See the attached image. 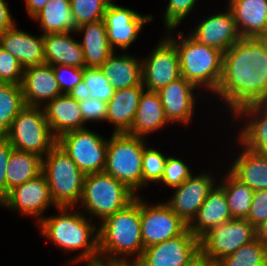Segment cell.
Segmentation results:
<instances>
[{"mask_svg": "<svg viewBox=\"0 0 267 266\" xmlns=\"http://www.w3.org/2000/svg\"><path fill=\"white\" fill-rule=\"evenodd\" d=\"M214 95L232 114L267 101V38L241 37L223 53L222 76Z\"/></svg>", "mask_w": 267, "mask_h": 266, "instance_id": "1", "label": "cell"}, {"mask_svg": "<svg viewBox=\"0 0 267 266\" xmlns=\"http://www.w3.org/2000/svg\"><path fill=\"white\" fill-rule=\"evenodd\" d=\"M76 208L58 207L59 214L46 215L37 224L39 233L65 253L79 251L71 261L99 259L98 224Z\"/></svg>", "mask_w": 267, "mask_h": 266, "instance_id": "2", "label": "cell"}, {"mask_svg": "<svg viewBox=\"0 0 267 266\" xmlns=\"http://www.w3.org/2000/svg\"><path fill=\"white\" fill-rule=\"evenodd\" d=\"M140 195L98 225L99 257L109 261L136 263L142 256ZM133 258H131V257Z\"/></svg>", "mask_w": 267, "mask_h": 266, "instance_id": "3", "label": "cell"}, {"mask_svg": "<svg viewBox=\"0 0 267 266\" xmlns=\"http://www.w3.org/2000/svg\"><path fill=\"white\" fill-rule=\"evenodd\" d=\"M175 29H168L165 34L178 52L181 76L214 95L222 76L223 52Z\"/></svg>", "mask_w": 267, "mask_h": 266, "instance_id": "4", "label": "cell"}, {"mask_svg": "<svg viewBox=\"0 0 267 266\" xmlns=\"http://www.w3.org/2000/svg\"><path fill=\"white\" fill-rule=\"evenodd\" d=\"M136 197L134 191L111 175L91 173L85 176L82 198L77 207L82 208L80 211L87 217L90 214V219L95 217L102 222L128 206Z\"/></svg>", "mask_w": 267, "mask_h": 266, "instance_id": "5", "label": "cell"}, {"mask_svg": "<svg viewBox=\"0 0 267 266\" xmlns=\"http://www.w3.org/2000/svg\"><path fill=\"white\" fill-rule=\"evenodd\" d=\"M42 173L57 207L79 204L86 175L57 144L42 159Z\"/></svg>", "mask_w": 267, "mask_h": 266, "instance_id": "6", "label": "cell"}, {"mask_svg": "<svg viewBox=\"0 0 267 266\" xmlns=\"http://www.w3.org/2000/svg\"><path fill=\"white\" fill-rule=\"evenodd\" d=\"M147 139L129 133H112L107 142L104 171L137 195L142 189V157Z\"/></svg>", "mask_w": 267, "mask_h": 266, "instance_id": "7", "label": "cell"}, {"mask_svg": "<svg viewBox=\"0 0 267 266\" xmlns=\"http://www.w3.org/2000/svg\"><path fill=\"white\" fill-rule=\"evenodd\" d=\"M6 139L14 149L44 158L57 144L43 107L25 106L11 123Z\"/></svg>", "mask_w": 267, "mask_h": 266, "instance_id": "8", "label": "cell"}, {"mask_svg": "<svg viewBox=\"0 0 267 266\" xmlns=\"http://www.w3.org/2000/svg\"><path fill=\"white\" fill-rule=\"evenodd\" d=\"M107 142L108 138L89 128L64 133L57 139V145L85 175L104 171Z\"/></svg>", "mask_w": 267, "mask_h": 266, "instance_id": "9", "label": "cell"}, {"mask_svg": "<svg viewBox=\"0 0 267 266\" xmlns=\"http://www.w3.org/2000/svg\"><path fill=\"white\" fill-rule=\"evenodd\" d=\"M255 239V227L248 220L233 218L200 238V252L209 261L219 262Z\"/></svg>", "mask_w": 267, "mask_h": 266, "instance_id": "10", "label": "cell"}, {"mask_svg": "<svg viewBox=\"0 0 267 266\" xmlns=\"http://www.w3.org/2000/svg\"><path fill=\"white\" fill-rule=\"evenodd\" d=\"M140 216L144 248L175 238L188 229L165 202L154 205L140 198Z\"/></svg>", "mask_w": 267, "mask_h": 266, "instance_id": "11", "label": "cell"}, {"mask_svg": "<svg viewBox=\"0 0 267 266\" xmlns=\"http://www.w3.org/2000/svg\"><path fill=\"white\" fill-rule=\"evenodd\" d=\"M0 206L34 218L36 225L44 218L48 207L58 208L52 200L49 185L43 173L9 190L1 200Z\"/></svg>", "mask_w": 267, "mask_h": 266, "instance_id": "12", "label": "cell"}, {"mask_svg": "<svg viewBox=\"0 0 267 266\" xmlns=\"http://www.w3.org/2000/svg\"><path fill=\"white\" fill-rule=\"evenodd\" d=\"M148 55L142 59V84L146 90L157 92L181 77L178 52L166 36Z\"/></svg>", "mask_w": 267, "mask_h": 266, "instance_id": "13", "label": "cell"}, {"mask_svg": "<svg viewBox=\"0 0 267 266\" xmlns=\"http://www.w3.org/2000/svg\"><path fill=\"white\" fill-rule=\"evenodd\" d=\"M150 15H140L137 11L117 5L111 1L103 16L107 38L114 51H125L139 38L144 24L153 20ZM118 48V49H116Z\"/></svg>", "mask_w": 267, "mask_h": 266, "instance_id": "14", "label": "cell"}, {"mask_svg": "<svg viewBox=\"0 0 267 266\" xmlns=\"http://www.w3.org/2000/svg\"><path fill=\"white\" fill-rule=\"evenodd\" d=\"M200 253V239L189 229L181 235L144 248L139 266H184Z\"/></svg>", "mask_w": 267, "mask_h": 266, "instance_id": "15", "label": "cell"}, {"mask_svg": "<svg viewBox=\"0 0 267 266\" xmlns=\"http://www.w3.org/2000/svg\"><path fill=\"white\" fill-rule=\"evenodd\" d=\"M209 173L210 170L192 174L181 185L172 188L173 194L165 202L187 225L196 217L209 192L216 185L214 174Z\"/></svg>", "mask_w": 267, "mask_h": 266, "instance_id": "16", "label": "cell"}, {"mask_svg": "<svg viewBox=\"0 0 267 266\" xmlns=\"http://www.w3.org/2000/svg\"><path fill=\"white\" fill-rule=\"evenodd\" d=\"M195 85L182 76L158 90L167 120L171 123L188 125L193 119L196 101Z\"/></svg>", "mask_w": 267, "mask_h": 266, "instance_id": "17", "label": "cell"}, {"mask_svg": "<svg viewBox=\"0 0 267 266\" xmlns=\"http://www.w3.org/2000/svg\"><path fill=\"white\" fill-rule=\"evenodd\" d=\"M189 34L199 43L219 49L223 53L241 38L232 11L228 7L226 12L220 11L204 18Z\"/></svg>", "mask_w": 267, "mask_h": 266, "instance_id": "18", "label": "cell"}, {"mask_svg": "<svg viewBox=\"0 0 267 266\" xmlns=\"http://www.w3.org/2000/svg\"><path fill=\"white\" fill-rule=\"evenodd\" d=\"M21 86L26 106L44 107L49 101L62 95L53 66L48 64L24 69Z\"/></svg>", "mask_w": 267, "mask_h": 266, "instance_id": "19", "label": "cell"}, {"mask_svg": "<svg viewBox=\"0 0 267 266\" xmlns=\"http://www.w3.org/2000/svg\"><path fill=\"white\" fill-rule=\"evenodd\" d=\"M0 47L11 53L24 69L45 64L43 34H29L19 29L17 23L0 36Z\"/></svg>", "mask_w": 267, "mask_h": 266, "instance_id": "20", "label": "cell"}, {"mask_svg": "<svg viewBox=\"0 0 267 266\" xmlns=\"http://www.w3.org/2000/svg\"><path fill=\"white\" fill-rule=\"evenodd\" d=\"M241 37L267 38V0H228Z\"/></svg>", "mask_w": 267, "mask_h": 266, "instance_id": "21", "label": "cell"}, {"mask_svg": "<svg viewBox=\"0 0 267 266\" xmlns=\"http://www.w3.org/2000/svg\"><path fill=\"white\" fill-rule=\"evenodd\" d=\"M43 109L51 132L57 139L64 133L88 128L85 126L79 102L69 94L57 96Z\"/></svg>", "mask_w": 267, "mask_h": 266, "instance_id": "22", "label": "cell"}, {"mask_svg": "<svg viewBox=\"0 0 267 266\" xmlns=\"http://www.w3.org/2000/svg\"><path fill=\"white\" fill-rule=\"evenodd\" d=\"M145 87L132 86L115 90L107 102L106 121L113 124L112 133H128L133 126L138 104Z\"/></svg>", "mask_w": 267, "mask_h": 266, "instance_id": "23", "label": "cell"}, {"mask_svg": "<svg viewBox=\"0 0 267 266\" xmlns=\"http://www.w3.org/2000/svg\"><path fill=\"white\" fill-rule=\"evenodd\" d=\"M72 33L75 34L76 32L43 35L45 64L86 68L80 41L73 38Z\"/></svg>", "mask_w": 267, "mask_h": 266, "instance_id": "24", "label": "cell"}, {"mask_svg": "<svg viewBox=\"0 0 267 266\" xmlns=\"http://www.w3.org/2000/svg\"><path fill=\"white\" fill-rule=\"evenodd\" d=\"M231 219L233 218L224 190L216 184L198 210L196 217L188 225V229L195 237L200 239L215 226Z\"/></svg>", "mask_w": 267, "mask_h": 266, "instance_id": "25", "label": "cell"}, {"mask_svg": "<svg viewBox=\"0 0 267 266\" xmlns=\"http://www.w3.org/2000/svg\"><path fill=\"white\" fill-rule=\"evenodd\" d=\"M232 117L243 123L236 137L244 147L254 151L262 142L267 141V101L244 106Z\"/></svg>", "mask_w": 267, "mask_h": 266, "instance_id": "26", "label": "cell"}, {"mask_svg": "<svg viewBox=\"0 0 267 266\" xmlns=\"http://www.w3.org/2000/svg\"><path fill=\"white\" fill-rule=\"evenodd\" d=\"M240 150L234 162L227 169L240 182L247 184L253 191L267 190V157L244 147L237 140Z\"/></svg>", "mask_w": 267, "mask_h": 266, "instance_id": "27", "label": "cell"}, {"mask_svg": "<svg viewBox=\"0 0 267 266\" xmlns=\"http://www.w3.org/2000/svg\"><path fill=\"white\" fill-rule=\"evenodd\" d=\"M169 123L158 92L145 89L138 104L133 126L128 133L147 139V135L166 128L165 125Z\"/></svg>", "mask_w": 267, "mask_h": 266, "instance_id": "28", "label": "cell"}, {"mask_svg": "<svg viewBox=\"0 0 267 266\" xmlns=\"http://www.w3.org/2000/svg\"><path fill=\"white\" fill-rule=\"evenodd\" d=\"M114 51L100 66L115 90L142 84V59L129 55L126 51L119 54Z\"/></svg>", "mask_w": 267, "mask_h": 266, "instance_id": "29", "label": "cell"}, {"mask_svg": "<svg viewBox=\"0 0 267 266\" xmlns=\"http://www.w3.org/2000/svg\"><path fill=\"white\" fill-rule=\"evenodd\" d=\"M76 33H83L80 44L86 67H100L114 52L109 44L103 20L80 25Z\"/></svg>", "mask_w": 267, "mask_h": 266, "instance_id": "30", "label": "cell"}, {"mask_svg": "<svg viewBox=\"0 0 267 266\" xmlns=\"http://www.w3.org/2000/svg\"><path fill=\"white\" fill-rule=\"evenodd\" d=\"M32 20L38 21L43 35L76 32L79 27L71 13L70 0H49Z\"/></svg>", "mask_w": 267, "mask_h": 266, "instance_id": "31", "label": "cell"}, {"mask_svg": "<svg viewBox=\"0 0 267 266\" xmlns=\"http://www.w3.org/2000/svg\"><path fill=\"white\" fill-rule=\"evenodd\" d=\"M42 157L13 148L6 168V195L15 186L36 178L42 173Z\"/></svg>", "mask_w": 267, "mask_h": 266, "instance_id": "32", "label": "cell"}, {"mask_svg": "<svg viewBox=\"0 0 267 266\" xmlns=\"http://www.w3.org/2000/svg\"><path fill=\"white\" fill-rule=\"evenodd\" d=\"M114 91L110 80L100 67H86L84 68L82 81L72 89L69 95L76 101H84L92 97L108 102Z\"/></svg>", "mask_w": 267, "mask_h": 266, "instance_id": "33", "label": "cell"}, {"mask_svg": "<svg viewBox=\"0 0 267 266\" xmlns=\"http://www.w3.org/2000/svg\"><path fill=\"white\" fill-rule=\"evenodd\" d=\"M219 186L224 190L232 218L246 219L253 200L254 191L225 171Z\"/></svg>", "mask_w": 267, "mask_h": 266, "instance_id": "34", "label": "cell"}, {"mask_svg": "<svg viewBox=\"0 0 267 266\" xmlns=\"http://www.w3.org/2000/svg\"><path fill=\"white\" fill-rule=\"evenodd\" d=\"M25 106L21 85L0 83V128L5 133Z\"/></svg>", "mask_w": 267, "mask_h": 266, "instance_id": "35", "label": "cell"}, {"mask_svg": "<svg viewBox=\"0 0 267 266\" xmlns=\"http://www.w3.org/2000/svg\"><path fill=\"white\" fill-rule=\"evenodd\" d=\"M219 263L221 266H267V247L255 239Z\"/></svg>", "mask_w": 267, "mask_h": 266, "instance_id": "36", "label": "cell"}, {"mask_svg": "<svg viewBox=\"0 0 267 266\" xmlns=\"http://www.w3.org/2000/svg\"><path fill=\"white\" fill-rule=\"evenodd\" d=\"M168 156L147 144L143 150L142 157V188L151 182L159 183L163 177Z\"/></svg>", "mask_w": 267, "mask_h": 266, "instance_id": "37", "label": "cell"}, {"mask_svg": "<svg viewBox=\"0 0 267 266\" xmlns=\"http://www.w3.org/2000/svg\"><path fill=\"white\" fill-rule=\"evenodd\" d=\"M112 0H70L71 13L77 25L103 20V16Z\"/></svg>", "mask_w": 267, "mask_h": 266, "instance_id": "38", "label": "cell"}, {"mask_svg": "<svg viewBox=\"0 0 267 266\" xmlns=\"http://www.w3.org/2000/svg\"><path fill=\"white\" fill-rule=\"evenodd\" d=\"M185 162V160L183 161L176 156L169 155L166 161L163 177L159 183L168 186L169 188H174L186 181L193 172H191L192 169H190V166Z\"/></svg>", "mask_w": 267, "mask_h": 266, "instance_id": "39", "label": "cell"}, {"mask_svg": "<svg viewBox=\"0 0 267 266\" xmlns=\"http://www.w3.org/2000/svg\"><path fill=\"white\" fill-rule=\"evenodd\" d=\"M199 0H169L162 14L166 30L179 27L187 15L193 11Z\"/></svg>", "mask_w": 267, "mask_h": 266, "instance_id": "40", "label": "cell"}, {"mask_svg": "<svg viewBox=\"0 0 267 266\" xmlns=\"http://www.w3.org/2000/svg\"><path fill=\"white\" fill-rule=\"evenodd\" d=\"M24 68L9 52L0 47V83L22 84Z\"/></svg>", "mask_w": 267, "mask_h": 266, "instance_id": "41", "label": "cell"}, {"mask_svg": "<svg viewBox=\"0 0 267 266\" xmlns=\"http://www.w3.org/2000/svg\"><path fill=\"white\" fill-rule=\"evenodd\" d=\"M53 70L62 94H69L83 79L84 69L78 67L56 65Z\"/></svg>", "mask_w": 267, "mask_h": 266, "instance_id": "42", "label": "cell"}, {"mask_svg": "<svg viewBox=\"0 0 267 266\" xmlns=\"http://www.w3.org/2000/svg\"><path fill=\"white\" fill-rule=\"evenodd\" d=\"M78 102L85 124L87 122L106 121L107 102L92 97L88 98L87 100Z\"/></svg>", "mask_w": 267, "mask_h": 266, "instance_id": "43", "label": "cell"}, {"mask_svg": "<svg viewBox=\"0 0 267 266\" xmlns=\"http://www.w3.org/2000/svg\"><path fill=\"white\" fill-rule=\"evenodd\" d=\"M267 219V190L254 191L249 214L246 218L254 227Z\"/></svg>", "mask_w": 267, "mask_h": 266, "instance_id": "44", "label": "cell"}, {"mask_svg": "<svg viewBox=\"0 0 267 266\" xmlns=\"http://www.w3.org/2000/svg\"><path fill=\"white\" fill-rule=\"evenodd\" d=\"M13 147L7 139L0 142V202L6 196V168Z\"/></svg>", "mask_w": 267, "mask_h": 266, "instance_id": "45", "label": "cell"}, {"mask_svg": "<svg viewBox=\"0 0 267 266\" xmlns=\"http://www.w3.org/2000/svg\"><path fill=\"white\" fill-rule=\"evenodd\" d=\"M6 0H0V36L16 24Z\"/></svg>", "mask_w": 267, "mask_h": 266, "instance_id": "46", "label": "cell"}, {"mask_svg": "<svg viewBox=\"0 0 267 266\" xmlns=\"http://www.w3.org/2000/svg\"><path fill=\"white\" fill-rule=\"evenodd\" d=\"M27 13L32 19L41 9L47 4L49 0H24Z\"/></svg>", "mask_w": 267, "mask_h": 266, "instance_id": "47", "label": "cell"}, {"mask_svg": "<svg viewBox=\"0 0 267 266\" xmlns=\"http://www.w3.org/2000/svg\"><path fill=\"white\" fill-rule=\"evenodd\" d=\"M256 239L267 247V219L255 227Z\"/></svg>", "mask_w": 267, "mask_h": 266, "instance_id": "48", "label": "cell"}, {"mask_svg": "<svg viewBox=\"0 0 267 266\" xmlns=\"http://www.w3.org/2000/svg\"><path fill=\"white\" fill-rule=\"evenodd\" d=\"M78 263L84 264V266H113V261H109V260H105L101 258L96 259V260L78 261Z\"/></svg>", "mask_w": 267, "mask_h": 266, "instance_id": "49", "label": "cell"}, {"mask_svg": "<svg viewBox=\"0 0 267 266\" xmlns=\"http://www.w3.org/2000/svg\"><path fill=\"white\" fill-rule=\"evenodd\" d=\"M210 261L200 252L194 259L184 266H207Z\"/></svg>", "mask_w": 267, "mask_h": 266, "instance_id": "50", "label": "cell"}, {"mask_svg": "<svg viewBox=\"0 0 267 266\" xmlns=\"http://www.w3.org/2000/svg\"><path fill=\"white\" fill-rule=\"evenodd\" d=\"M254 151L257 154L267 157V141L262 142Z\"/></svg>", "mask_w": 267, "mask_h": 266, "instance_id": "51", "label": "cell"}, {"mask_svg": "<svg viewBox=\"0 0 267 266\" xmlns=\"http://www.w3.org/2000/svg\"><path fill=\"white\" fill-rule=\"evenodd\" d=\"M113 266H139L137 263H124V262H117V261H113Z\"/></svg>", "mask_w": 267, "mask_h": 266, "instance_id": "52", "label": "cell"}, {"mask_svg": "<svg viewBox=\"0 0 267 266\" xmlns=\"http://www.w3.org/2000/svg\"><path fill=\"white\" fill-rule=\"evenodd\" d=\"M6 139V133L0 128V142Z\"/></svg>", "mask_w": 267, "mask_h": 266, "instance_id": "53", "label": "cell"}, {"mask_svg": "<svg viewBox=\"0 0 267 266\" xmlns=\"http://www.w3.org/2000/svg\"><path fill=\"white\" fill-rule=\"evenodd\" d=\"M207 266H221L219 262H209Z\"/></svg>", "mask_w": 267, "mask_h": 266, "instance_id": "54", "label": "cell"}, {"mask_svg": "<svg viewBox=\"0 0 267 266\" xmlns=\"http://www.w3.org/2000/svg\"><path fill=\"white\" fill-rule=\"evenodd\" d=\"M68 266H74L75 264L79 265L78 261H68Z\"/></svg>", "mask_w": 267, "mask_h": 266, "instance_id": "55", "label": "cell"}]
</instances>
